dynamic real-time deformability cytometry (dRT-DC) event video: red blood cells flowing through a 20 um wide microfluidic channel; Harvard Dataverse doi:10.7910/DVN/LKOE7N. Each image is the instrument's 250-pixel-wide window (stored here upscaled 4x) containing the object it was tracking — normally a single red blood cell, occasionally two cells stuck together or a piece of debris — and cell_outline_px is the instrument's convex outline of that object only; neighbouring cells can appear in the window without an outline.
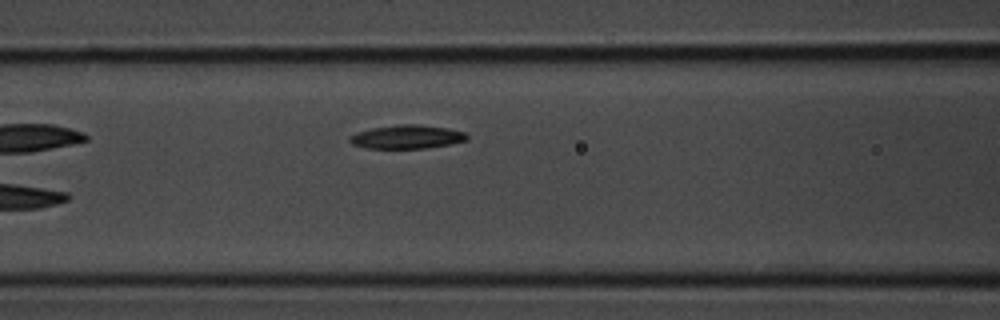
{"species": "common noctule bat (a hibernating species)", "species_latin": "Nyctalus noctula", "temperature_condition": "room temperature", "stored_images_in_passage": 3, "camera_frame_rate_fps": 3000, "um_per_image_px": 0.085, "animal": {"sex": "male", "body_mass_g": 20.1, "forearm_length_mm": 53.5}, "frame": {"image": 1, "passage_image": 3, "time_ms": 0.667, "image_size_px": [1000, 320], "cell_outline_px": [[468, 140], [448, 144], [424, 148], [364, 148], [352, 144], [348, 140], [348, 136], [372, 128], [396, 124], [416, 124], [448, 128], [464, 132], [468, 136]], "centroid_in_image_um": [34.57, 11.63], "position_along_channel_um": 132.0, "area_um2": 16.07}}